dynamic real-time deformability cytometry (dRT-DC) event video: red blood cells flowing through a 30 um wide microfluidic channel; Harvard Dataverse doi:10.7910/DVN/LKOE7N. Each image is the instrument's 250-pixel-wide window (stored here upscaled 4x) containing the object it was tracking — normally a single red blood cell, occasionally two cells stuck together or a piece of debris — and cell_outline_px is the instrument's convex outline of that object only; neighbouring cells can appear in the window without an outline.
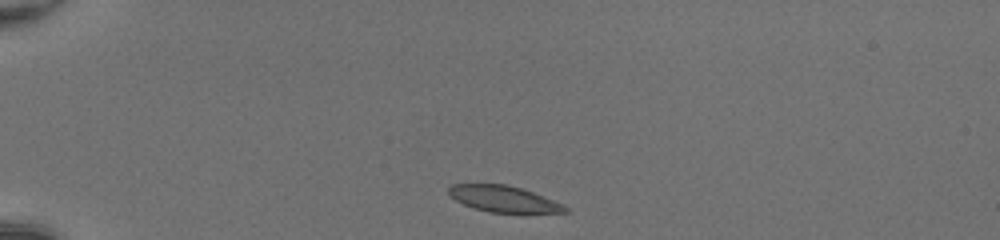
{"species": "common noctule bat (a hibernating species)", "species_latin": "Nyctalus noctula", "temperature_condition": "room temperature", "stored_images_in_passage": 38, "camera_frame_rate_fps": 3000, "um_per_image_px": 0.085, "animal": {"sex": "female", "body_mass_g": 20.0, "forearm_length_mm": 54.0}, "frame": {"image": 1, "passage_image": 1, "time_ms": 0.0, "image_size_px": [1000, 240], "cell_outline_px": [[572, 212], [488, 212], [464, 204], [456, 200], [448, 192], [448, 188], [452, 184], [504, 184], [520, 188], [532, 192], [564, 204]], "centroid_in_image_um": [42.82, 16.9], "position_along_channel_um": 42.2, "area_um2": 17.46}}
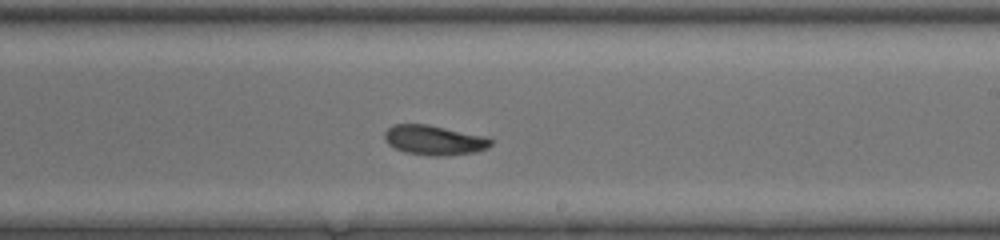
{"frame": {"image": 2, "passage_image": 20, "time_ms": 6.333, "image_size_px": [1000, 240], "cell_outline_px": [[492, 144], [488, 148], [476, 152], [448, 156], [432, 156], [404, 152], [388, 144], [384, 140], [384, 132], [392, 124], [428, 124], [488, 136], [492, 140]], "centroid_in_image_um": [36.93, 11.91], "position_along_channel_um": 252.1, "area_um2": 18.79}}
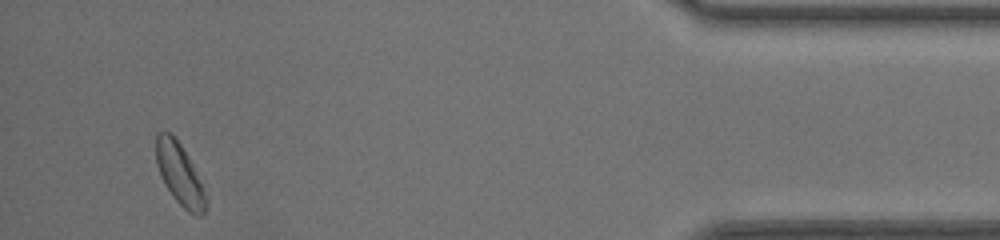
{"frame": {"image": 3, "passage_image": 36, "time_ms": 11.667, "image_size_px": [1000, 240], "cell_outline_px": [[208, 204], [204, 216], [196, 216], [188, 212], [172, 196], [164, 184], [160, 176], [156, 164], [156, 136], [160, 132], [172, 132], [188, 156], [208, 196]], "centroid_in_image_um": [15.3, 14.85], "position_along_channel_um": 419.9, "area_um2": 18.21}, "authors_computed_cell_mechanics": {"area_um2": 18.785, "velocity_mm_per_s": 4.2005, "shape_relaxation_time_tau1_ms": 9.1924, "shape_relaxation_time_tau2_ms": 6.5758, "deformation_change_tau1": 0.1785, "deformation_change_tau2": 0.1184}}